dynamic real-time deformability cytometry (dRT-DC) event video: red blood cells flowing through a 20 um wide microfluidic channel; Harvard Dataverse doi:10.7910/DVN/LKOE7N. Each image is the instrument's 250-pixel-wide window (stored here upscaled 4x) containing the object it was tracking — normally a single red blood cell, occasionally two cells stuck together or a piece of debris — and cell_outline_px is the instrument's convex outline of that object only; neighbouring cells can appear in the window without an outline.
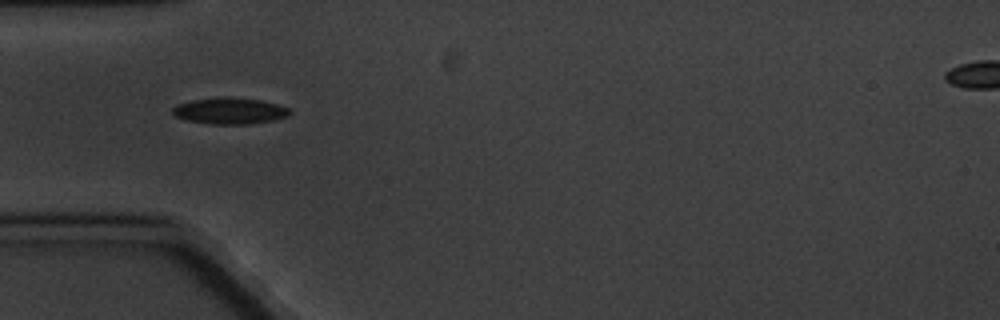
{"species": "common noctule bat (a hibernating species)", "species_latin": "Nyctalus noctula", "temperature_condition": "cold", "stored_images_in_passage": 3, "camera_frame_rate_fps": 3000, "um_per_image_px": 0.085, "animal": {"sex": "male", "body_mass_g": 20.1, "forearm_length_mm": 53.5}, "frame": {"image": 1, "passage_image": 2, "time_ms": 1.333, "image_size_px": [1000, 320], "cell_outline_px": [[292, 112], [288, 116], [276, 120], [248, 124], [212, 124], [188, 120], [172, 116], [172, 108], [176, 104], [192, 100], [260, 100], [276, 104], [288, 108]], "centroid_in_image_um": [19.53, 9.48], "position_along_channel_um": 65.5, "area_um2": 17.11}}